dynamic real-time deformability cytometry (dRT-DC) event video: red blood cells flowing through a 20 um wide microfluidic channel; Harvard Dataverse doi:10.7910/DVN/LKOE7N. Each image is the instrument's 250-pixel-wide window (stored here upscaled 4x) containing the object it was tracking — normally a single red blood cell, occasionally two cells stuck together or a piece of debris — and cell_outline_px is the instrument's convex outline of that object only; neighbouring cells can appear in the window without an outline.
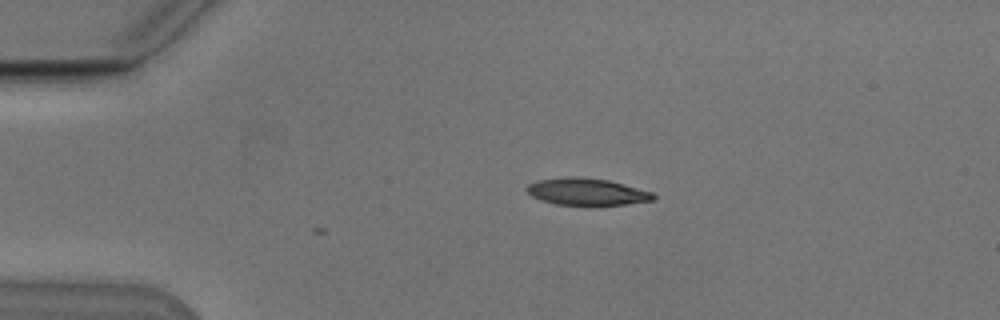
{"species": "Egyptian fruit bat (a non-hibernating species)", "species_latin": "Rousettus aegyptiacus", "temperature_condition": "cold", "stored_images_in_passage": 3, "camera_frame_rate_fps": 3000, "um_per_image_px": 0.085, "animal": {"sex": "male"}, "frame": {"image": 1, "passage_image": 3, "time_ms": 0.667, "image_size_px": [1000, 320], "cell_outline_px": [[656, 196], [652, 200], [624, 204], [588, 208], [556, 204], [532, 196], [524, 188], [528, 184], [540, 180], [608, 180], [652, 192]], "centroid_in_image_um": [49.93, 16.4], "position_along_channel_um": 35.1, "area_um2": 19.25}}